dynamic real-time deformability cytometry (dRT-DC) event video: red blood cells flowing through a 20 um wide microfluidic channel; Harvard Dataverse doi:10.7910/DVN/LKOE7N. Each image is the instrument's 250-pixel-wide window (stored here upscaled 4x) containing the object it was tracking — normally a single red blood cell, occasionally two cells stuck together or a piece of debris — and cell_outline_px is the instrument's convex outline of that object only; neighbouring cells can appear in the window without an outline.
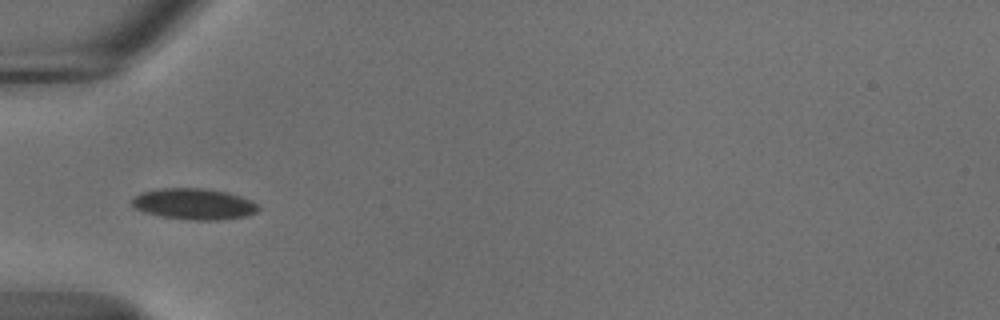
{"species": "common noctule bat (a hibernating species)", "species_latin": "Nyctalus noctula", "temperature_condition": "cold", "stored_images_in_passage": 38, "camera_frame_rate_fps": 3000, "um_per_image_px": 0.085, "animal": {"sex": "male", "body_mass_g": 18.8}, "frame": {"image": 1, "passage_image": 1, "time_ms": 0.0, "image_size_px": [1000, 320], "cell_outline_px": [[260, 208], [256, 212], [244, 216], [220, 220], [192, 220], [160, 216], [144, 212], [132, 208], [132, 200], [140, 192], [160, 188], [204, 188], [228, 192], [240, 196], [256, 204]], "centroid_in_image_um": [16.44, 17.33], "position_along_channel_um": 68.6, "area_um2": 22.89}}
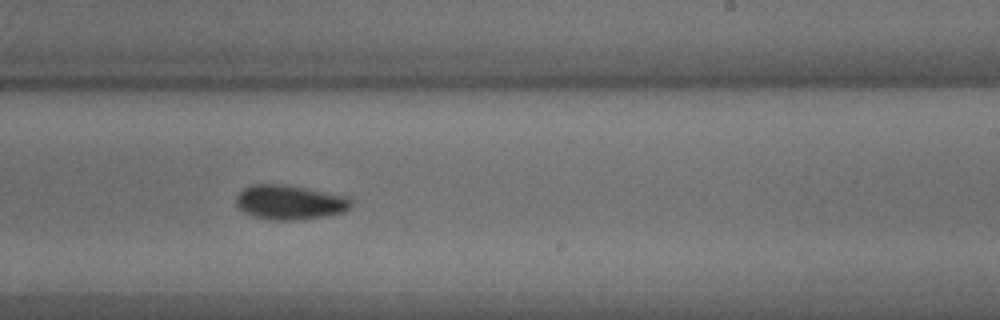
{"frame": {"image": 2, "passage_image": 17, "time_ms": 5.333, "image_size_px": [1000, 320], "cell_outline_px": [[352, 204], [344, 212], [296, 220], [268, 220], [244, 212], [236, 204], [236, 196], [248, 184], [288, 184], [352, 196]], "centroid_in_image_um": [24.66, 17.16], "position_along_channel_um": 264.3, "area_um2": 23.41}}
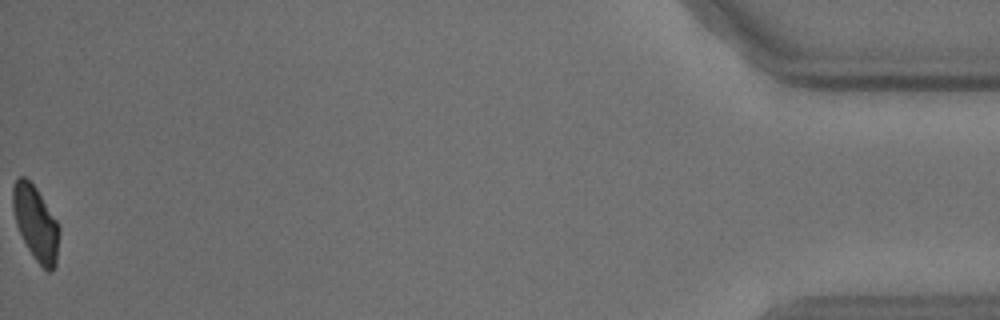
{"frame": {"image": 3, "passage_image": 38, "time_ms": 12.333, "image_size_px": [1000, 320], "cell_outline_px": [[60, 232], [56, 264], [52, 272], [48, 272], [36, 260], [28, 248], [16, 224], [12, 208], [12, 188], [16, 180], [20, 176], [24, 176], [36, 188], [56, 220], [60, 228]], "centroid_in_image_um": [3.04, 18.97], "position_along_channel_um": 432.2, "area_um2": 19.94}, "authors_computed_cell_mechanics": {"area_um2": 22.3975, "velocity_mm_per_s": 3.6873, "shape_relaxation_time_tau1_ms": 6.8725, "shape_relaxation_time_tau2_ms": null, "deformation_change_tau1": 0.0936, "deformation_change_tau2": null}}